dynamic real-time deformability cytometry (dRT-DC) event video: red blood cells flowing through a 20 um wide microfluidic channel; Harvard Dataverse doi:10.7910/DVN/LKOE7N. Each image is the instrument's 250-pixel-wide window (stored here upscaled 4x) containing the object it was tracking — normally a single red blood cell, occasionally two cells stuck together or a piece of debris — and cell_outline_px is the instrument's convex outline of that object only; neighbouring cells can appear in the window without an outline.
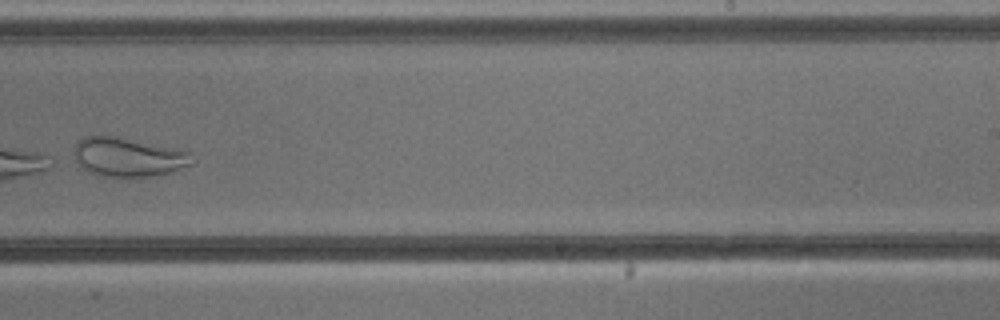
{"species": "common noctule bat (a hibernating species)", "species_latin": "Nyctalus noctula", "temperature_condition": "cold", "stored_images_in_passage": 10, "camera_frame_rate_fps": 3000, "um_per_image_px": 0.085, "animal": {"sex": "male", "body_mass_g": 13.3}, "frame": {"image": 1, "passage_image": 10, "time_ms": 10.333, "image_size_px": [1000, 320], "cell_outline_px": [[196, 160], [192, 164], [168, 172], [152, 176], [96, 176], [88, 172], [76, 160], [72, 152], [72, 148], [76, 140], [84, 136], [116, 136], [176, 148], [192, 152]], "centroid_in_image_um": [10.87, 13.33], "position_along_channel_um": 278.1, "area_um2": 27.11}}